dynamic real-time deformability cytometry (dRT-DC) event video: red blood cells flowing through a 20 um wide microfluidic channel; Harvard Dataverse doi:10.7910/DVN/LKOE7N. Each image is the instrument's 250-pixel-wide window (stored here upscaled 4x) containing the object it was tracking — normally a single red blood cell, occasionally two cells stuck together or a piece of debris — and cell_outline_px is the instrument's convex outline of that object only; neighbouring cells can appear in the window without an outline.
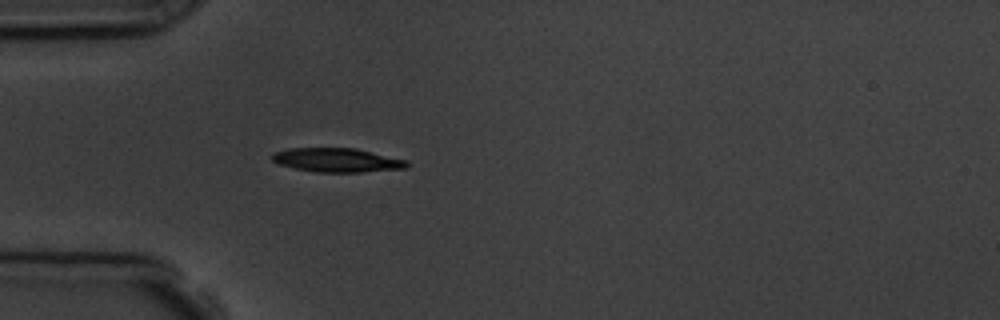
{"species": "common noctule bat (a hibernating species)", "species_latin": "Nyctalus noctula", "temperature_condition": "room temperature", "stored_images_in_passage": 1, "camera_frame_rate_fps": 3000, "um_per_image_px": 0.085, "animal": {"sex": "male", "body_mass_g": 19.5, "forearm_length_mm": 54.6}, "frame": {"image": 1, "passage_image": 1, "time_ms": 0.0, "image_size_px": [1000, 320], "cell_outline_px": [[408, 164], [404, 168], [360, 172], [316, 172], [296, 168], [280, 164], [272, 160], [272, 152], [288, 148], [356, 148], [408, 160]], "centroid_in_image_um": [28.64, 13.6], "position_along_channel_um": 56.4, "area_um2": 18.73}}